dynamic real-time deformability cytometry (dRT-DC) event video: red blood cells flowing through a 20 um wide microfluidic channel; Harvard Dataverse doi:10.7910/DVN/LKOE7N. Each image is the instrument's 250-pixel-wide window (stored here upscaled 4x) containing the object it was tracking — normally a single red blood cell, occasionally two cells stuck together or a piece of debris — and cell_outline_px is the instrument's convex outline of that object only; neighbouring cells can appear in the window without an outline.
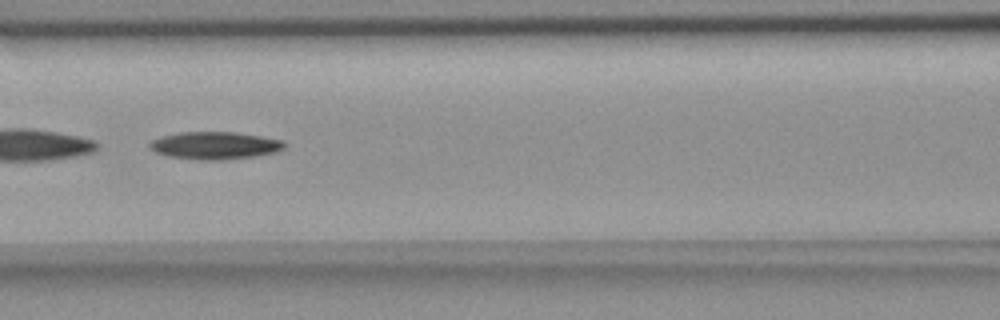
{"species": "common noctule bat (a hibernating species)", "species_latin": "Nyctalus noctula", "temperature_condition": "room temperature", "stored_images_in_passage": 50, "camera_frame_rate_fps": 3000, "um_per_image_px": 0.085, "animal": {"sex": "female", "body_mass_g": 18.4}, "frame": {"image": 1, "passage_image": 20, "time_ms": 6.333, "image_size_px": [1000, 320], "cell_outline_px": [[284, 148], [272, 152], [252, 156], [220, 160], [200, 160], [168, 156], [156, 152], [148, 144], [152, 140], [164, 136], [180, 132], [232, 132], [260, 136], [284, 140]], "centroid_in_image_um": [18.24, 12.36], "position_along_channel_um": 148.4, "area_um2": 21.15}}
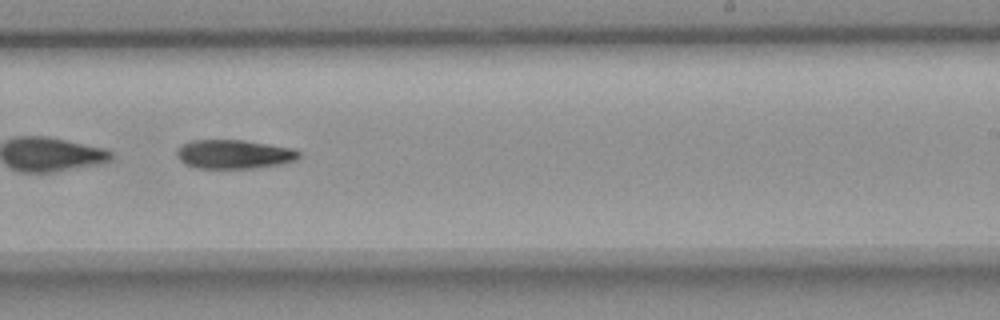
{"frame": {"image": 2, "passage_image": 30, "time_ms": 9.667, "image_size_px": [1000, 320], "cell_outline_px": [[300, 156], [296, 160], [280, 164], [252, 168], [196, 168], [184, 164], [180, 160], [176, 152], [184, 144], [192, 140], [244, 140], [292, 148], [300, 152]], "centroid_in_image_um": [19.9, 13.11], "position_along_channel_um": 269.1, "area_um2": 20.46}}
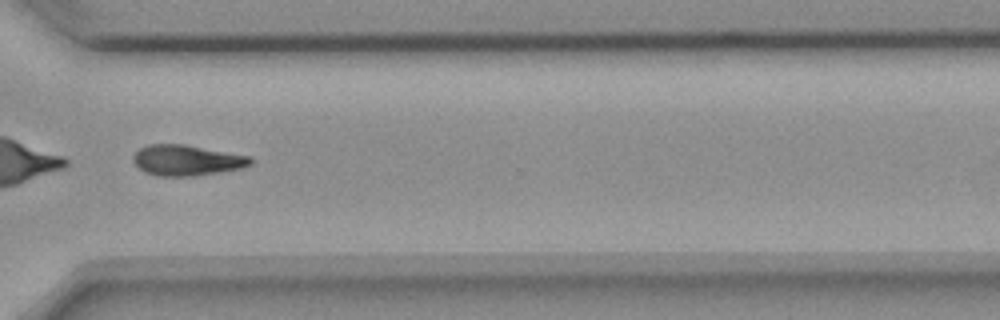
{"frame": {"image": 3, "passage_image": 37, "time_ms": 12.0, "image_size_px": [1000, 320], "cell_outline_px": [[252, 164], [244, 168], [220, 172], [192, 176], [160, 176], [144, 172], [132, 160], [132, 156], [140, 148], [148, 144], [184, 144], [252, 156]], "centroid_in_image_um": [15.9, 13.62], "position_along_channel_um": 354.7, "area_um2": 21.1}, "authors_computed_cell_mechanics": {"area_um2": 21.4149, "velocity_mm_per_s": 3.6457, "shape_relaxation_time_tau1_ms": 9.2558, "shape_relaxation_time_tau2_ms": null, "deformation_change_tau1": 0.2098, "deformation_change_tau2": null}}